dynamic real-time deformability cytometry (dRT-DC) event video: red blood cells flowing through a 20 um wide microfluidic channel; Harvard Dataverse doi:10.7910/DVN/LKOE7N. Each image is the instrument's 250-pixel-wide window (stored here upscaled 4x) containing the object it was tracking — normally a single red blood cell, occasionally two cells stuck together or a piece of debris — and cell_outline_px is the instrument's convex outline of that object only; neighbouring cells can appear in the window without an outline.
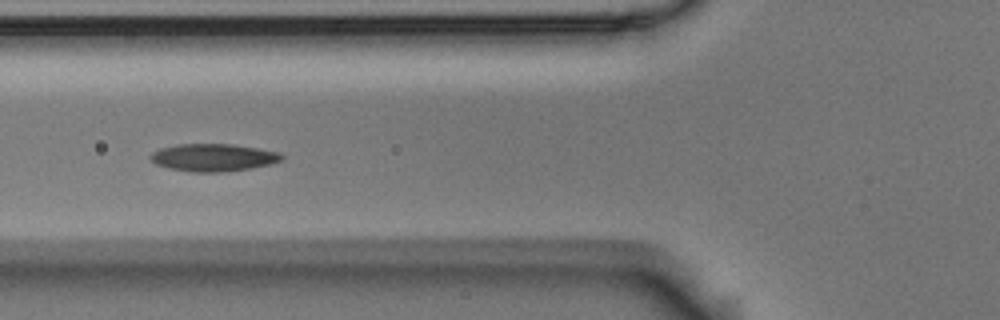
{"species": "Egyptian fruit bat (a non-hibernating species)", "species_latin": "Rousettus aegyptiacus", "temperature_condition": "room temperature", "stored_images_in_passage": 7, "camera_frame_rate_fps": 3000, "um_per_image_px": 0.085, "animal": {"sex": "male"}, "frame": {"image": 1, "passage_image": 6, "time_ms": 1.667, "image_size_px": [1000, 320], "cell_outline_px": [[284, 156], [280, 160], [272, 164], [224, 172], [192, 172], [172, 168], [156, 164], [148, 156], [152, 152], [160, 148], [176, 144], [232, 144], [280, 152]], "centroid_in_image_um": [18.12, 13.38], "position_along_channel_um": 107.7, "area_um2": 20.92}}
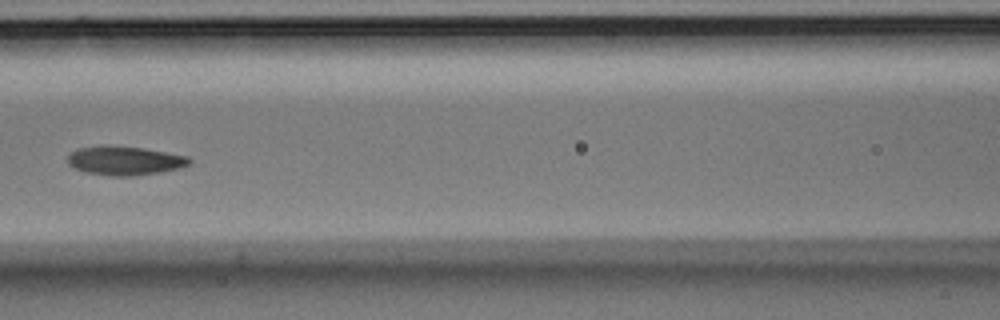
{"frame": {"image": 2, "passage_image": 7, "time_ms": 2.0, "image_size_px": [1000, 320], "cell_outline_px": [[192, 164], [180, 168], [160, 172], [136, 176], [112, 176], [84, 172], [68, 164], [68, 156], [72, 152], [80, 148], [144, 148], [188, 156], [192, 160]], "centroid_in_image_um": [10.7, 13.7], "position_along_channel_um": 155.9, "area_um2": 19.83}}